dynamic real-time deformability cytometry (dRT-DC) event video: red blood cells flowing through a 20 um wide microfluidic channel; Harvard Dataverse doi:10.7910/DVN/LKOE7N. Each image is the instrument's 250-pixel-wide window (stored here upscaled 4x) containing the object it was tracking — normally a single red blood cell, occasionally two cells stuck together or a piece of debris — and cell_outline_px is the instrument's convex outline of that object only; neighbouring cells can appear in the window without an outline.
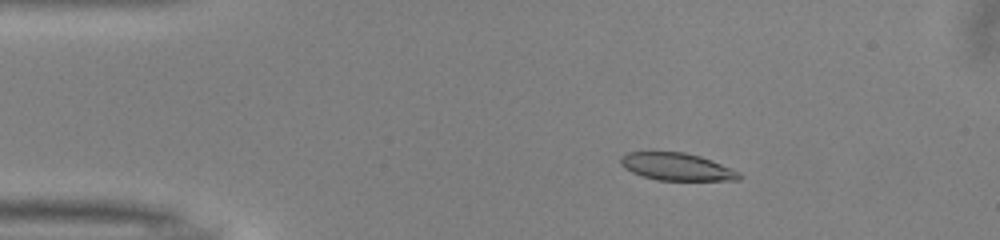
{"species": "common noctule bat (a hibernating species)", "species_latin": "Nyctalus noctula", "temperature_condition": "warm", "stored_images_in_passage": 51, "camera_frame_rate_fps": 3000, "um_per_image_px": 0.085, "animal": {"sex": "male", "body_mass_g": 13.0, "forearm_length_mm": 53.1}, "frame": {"image": 1, "passage_image": 9, "time_ms": 2.667, "image_size_px": [1000, 240], "cell_outline_px": [[744, 176], [740, 180], [656, 180], [632, 172], [624, 168], [620, 164], [620, 156], [628, 152], [684, 152], [700, 156], [712, 160], [740, 172]], "centroid_in_image_um": [57.54, 14.17], "position_along_channel_um": 27.5, "area_um2": 19.02}}
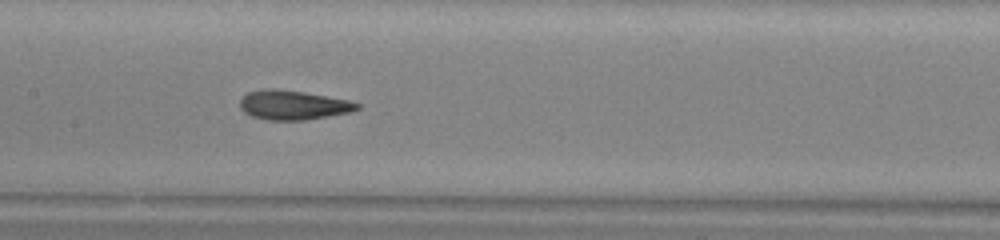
{"frame": {"image": 2, "passage_image": 25, "time_ms": 8.0, "image_size_px": [1000, 240], "cell_outline_px": [[360, 108], [348, 112], [328, 116], [304, 120], [268, 120], [252, 116], [244, 112], [240, 108], [240, 100], [248, 92], [264, 88], [276, 88], [304, 92], [348, 100], [360, 104]], "centroid_in_image_um": [24.88, 8.92], "position_along_channel_um": 182.5, "area_um2": 19.94}}
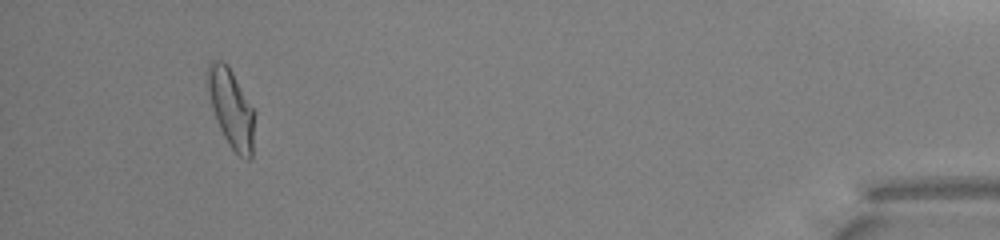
{"frame": {"image": 3, "passage_image": 48, "time_ms": 15.667, "image_size_px": [1000, 240], "cell_outline_px": [[256, 112], [252, 156], [248, 160], [244, 160], [232, 148], [224, 136], [216, 120], [212, 108], [208, 92], [208, 60], [220, 60], [228, 64]], "centroid_in_image_um": [19.69, 9.21], "position_along_channel_um": 415.5, "area_um2": 21.62}, "authors_computed_cell_mechanics": {"area_um2": 19.8832, "velocity_mm_per_s": 4.0071, "shape_relaxation_time_tau1_ms": 4.4813, "shape_relaxation_time_tau2_ms": 1.4146, "deformation_change_tau1": 0.1821, "deformation_change_tau2": 0.0937}}